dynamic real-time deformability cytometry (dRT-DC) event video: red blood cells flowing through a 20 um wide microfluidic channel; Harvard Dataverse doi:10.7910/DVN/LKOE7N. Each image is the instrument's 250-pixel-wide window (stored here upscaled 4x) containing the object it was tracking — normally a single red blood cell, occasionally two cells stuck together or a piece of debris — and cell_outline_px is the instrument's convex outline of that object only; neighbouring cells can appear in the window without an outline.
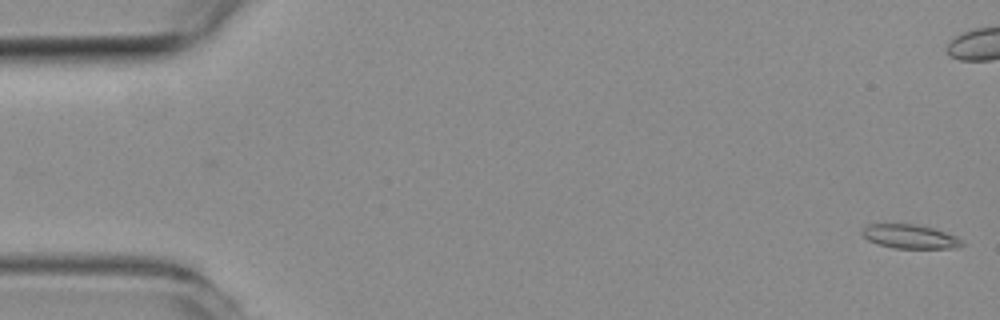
{"species": "common noctule bat (a hibernating species)", "species_latin": "Nyctalus noctula", "temperature_condition": "room temperature", "stored_images_in_passage": 13, "camera_frame_rate_fps": 3000, "um_per_image_px": 0.085, "animal": {"sex": "female", "body_mass_g": 19.3, "forearm_length_mm": 54.1}, "frame": {"image": 1, "passage_image": 1, "time_ms": 0.0, "image_size_px": [1000, 320], "cell_outline_px": [[964, 244], [956, 248], [896, 248], [880, 244], [868, 240], [860, 232], [868, 224], [916, 224], [932, 228], [956, 236], [964, 240]], "centroid_in_image_um": [77.37, 20.1], "position_along_channel_um": 7.6, "area_um2": 13.81}}